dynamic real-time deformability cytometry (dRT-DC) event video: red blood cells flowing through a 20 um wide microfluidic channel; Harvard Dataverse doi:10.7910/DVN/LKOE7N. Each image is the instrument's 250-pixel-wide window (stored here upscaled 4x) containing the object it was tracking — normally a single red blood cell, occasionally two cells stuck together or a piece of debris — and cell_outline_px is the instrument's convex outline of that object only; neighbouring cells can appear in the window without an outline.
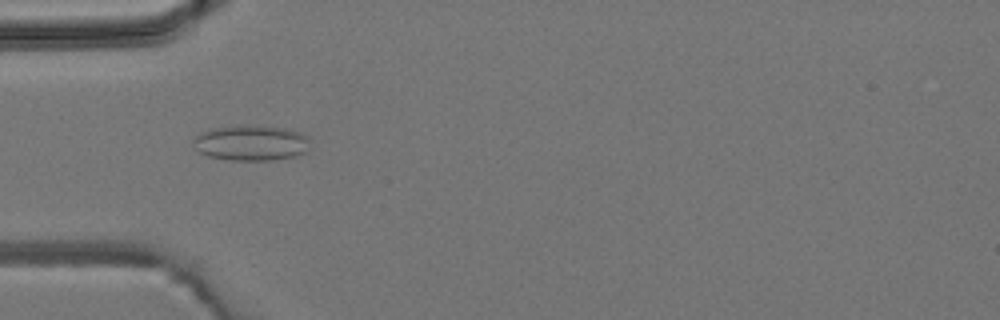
{"species": "common noctule bat (a hibernating species)", "species_latin": "Nyctalus noctula", "temperature_condition": "room temperature", "stored_images_in_passage": 2, "camera_frame_rate_fps": 3000, "um_per_image_px": 0.085, "animal": {"sex": "male", "body_mass_g": 19.2, "forearm_length_mm": 51.8}, "frame": {"image": 1, "passage_image": 1, "time_ms": 0.0, "image_size_px": [1000, 320], "cell_outline_px": [[308, 152], [296, 156], [272, 160], [228, 160], [208, 156], [200, 152], [192, 144], [192, 136], [200, 132], [212, 128], [236, 124], [284, 128], [300, 132], [308, 136]], "centroid_in_image_um": [21.3, 12.13], "position_along_channel_um": 63.7, "area_um2": 24.57}}